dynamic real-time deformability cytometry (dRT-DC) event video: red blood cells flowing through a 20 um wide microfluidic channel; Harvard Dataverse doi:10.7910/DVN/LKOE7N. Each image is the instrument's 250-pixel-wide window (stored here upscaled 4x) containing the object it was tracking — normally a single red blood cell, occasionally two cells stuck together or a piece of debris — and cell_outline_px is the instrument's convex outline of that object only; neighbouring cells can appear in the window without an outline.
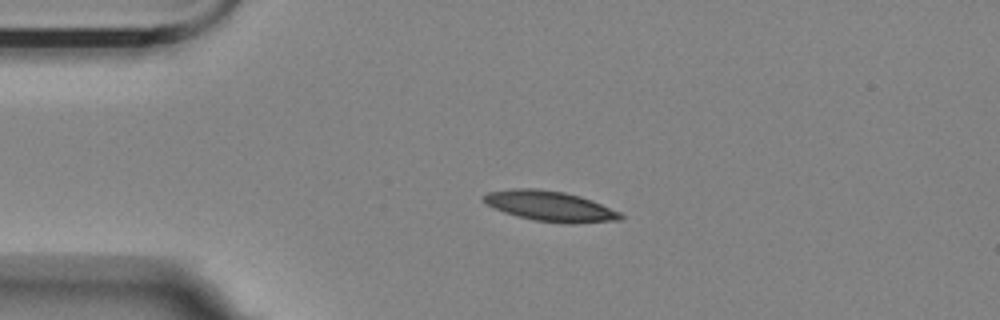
{"species": "Egyptian fruit bat (a non-hibernating species)", "species_latin": "Rousettus aegyptiacus", "temperature_condition": "room temperature", "stored_images_in_passage": 44, "camera_frame_rate_fps": 3000, "um_per_image_px": 0.085, "animal": {"sex": "female"}, "frame": {"image": 1, "passage_image": 1, "time_ms": 0.0, "image_size_px": [1000, 320], "cell_outline_px": [[624, 216], [620, 220], [576, 224], [564, 224], [532, 220], [504, 212], [492, 208], [484, 200], [484, 196], [488, 192], [512, 188], [536, 188], [564, 192], [580, 196], [592, 200], [620, 212]], "centroid_in_image_um": [46.78, 17.53], "position_along_channel_um": 38.2, "area_um2": 24.28}}
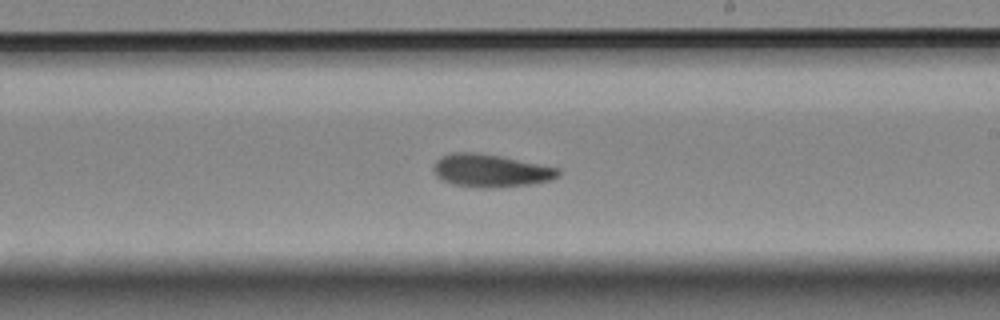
{"frame": {"image": 2, "passage_image": 21, "time_ms": 6.667, "image_size_px": [1000, 320], "cell_outline_px": [[560, 176], [548, 180], [532, 184], [492, 188], [480, 188], [452, 184], [440, 180], [436, 176], [432, 168], [436, 160], [440, 156], [448, 152], [480, 152], [560, 168]], "centroid_in_image_um": [41.66, 14.5], "position_along_channel_um": 247.3, "area_um2": 24.22}}
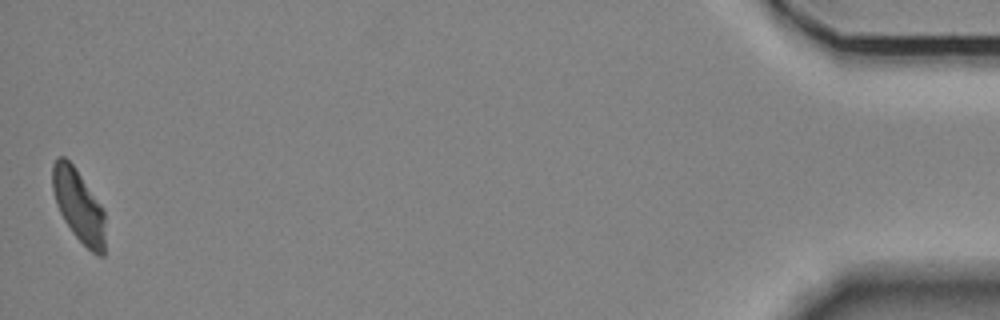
{"frame": {"image": 3, "passage_image": 44, "time_ms": 14.333, "image_size_px": [1000, 320], "cell_outline_px": [[104, 256], [96, 256], [72, 232], [64, 220], [56, 204], [52, 188], [52, 164], [60, 156], [64, 156], [76, 168], [104, 208]], "centroid_in_image_um": [6.68, 17.47], "position_along_channel_um": 428.5, "area_um2": 22.25}, "authors_computed_cell_mechanics": {"area_um2": 23.2934, "velocity_mm_per_s": 3.5617, "shape_relaxation_time_tau1_ms": 5.5239, "shape_relaxation_time_tau2_ms": 7.1474, "deformation_change_tau1": 0.1528, "deformation_change_tau2": 0.1251}}